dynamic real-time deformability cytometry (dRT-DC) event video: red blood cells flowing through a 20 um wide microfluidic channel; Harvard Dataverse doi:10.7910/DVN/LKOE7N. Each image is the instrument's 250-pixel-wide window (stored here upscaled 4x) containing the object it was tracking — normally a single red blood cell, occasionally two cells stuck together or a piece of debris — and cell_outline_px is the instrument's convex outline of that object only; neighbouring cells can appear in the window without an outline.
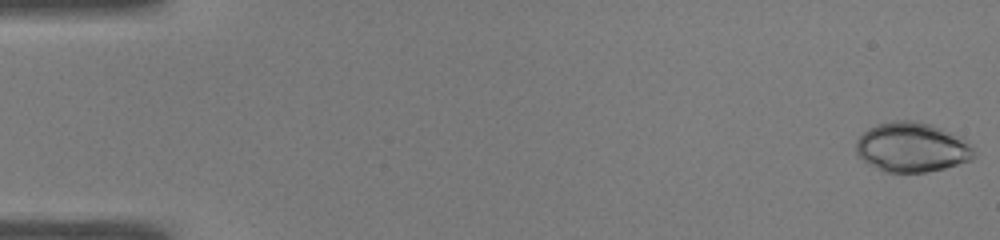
{"species": "common noctule bat (a hibernating species)", "species_latin": "Nyctalus noctula", "temperature_condition": "warm", "stored_images_in_passage": 14, "camera_frame_rate_fps": 3000, "um_per_image_px": 0.085, "animal": {"sex": "male", "body_mass_g": 19.0, "forearm_length_mm": 50.8}, "frame": {"image": 1, "passage_image": 1, "time_ms": 0.0, "image_size_px": [1000, 240], "cell_outline_px": [[976, 156], [972, 160], [944, 168], [924, 172], [884, 172], [856, 156], [856, 140], [868, 128], [876, 124], [896, 120], [912, 120], [928, 124], [940, 128], [960, 136], [972, 144], [976, 152]], "centroid_in_image_um": [77.53, 12.52], "position_along_channel_um": 7.5, "area_um2": 34.28}}